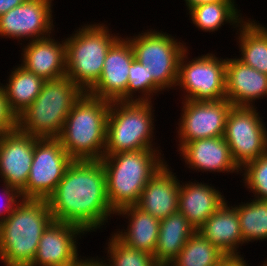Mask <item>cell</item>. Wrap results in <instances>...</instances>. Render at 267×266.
<instances>
[{
    "instance_id": "cell-24",
    "label": "cell",
    "mask_w": 267,
    "mask_h": 266,
    "mask_svg": "<svg viewBox=\"0 0 267 266\" xmlns=\"http://www.w3.org/2000/svg\"><path fill=\"white\" fill-rule=\"evenodd\" d=\"M196 231L179 211L160 220L158 242L153 257L161 266H167Z\"/></svg>"
},
{
    "instance_id": "cell-36",
    "label": "cell",
    "mask_w": 267,
    "mask_h": 266,
    "mask_svg": "<svg viewBox=\"0 0 267 266\" xmlns=\"http://www.w3.org/2000/svg\"><path fill=\"white\" fill-rule=\"evenodd\" d=\"M26 1L27 0H0V16Z\"/></svg>"
},
{
    "instance_id": "cell-9",
    "label": "cell",
    "mask_w": 267,
    "mask_h": 266,
    "mask_svg": "<svg viewBox=\"0 0 267 266\" xmlns=\"http://www.w3.org/2000/svg\"><path fill=\"white\" fill-rule=\"evenodd\" d=\"M188 48L191 49L187 47L180 58L175 87L180 90L181 99L216 101L226 98V56L220 58L217 53L209 52L190 59Z\"/></svg>"
},
{
    "instance_id": "cell-39",
    "label": "cell",
    "mask_w": 267,
    "mask_h": 266,
    "mask_svg": "<svg viewBox=\"0 0 267 266\" xmlns=\"http://www.w3.org/2000/svg\"><path fill=\"white\" fill-rule=\"evenodd\" d=\"M263 262L261 265H258V266H267V258L264 260V261H261Z\"/></svg>"
},
{
    "instance_id": "cell-23",
    "label": "cell",
    "mask_w": 267,
    "mask_h": 266,
    "mask_svg": "<svg viewBox=\"0 0 267 266\" xmlns=\"http://www.w3.org/2000/svg\"><path fill=\"white\" fill-rule=\"evenodd\" d=\"M125 218V226L112 232L122 243L154 255L158 242L160 220L142 211L136 205L126 206L115 212V217ZM125 228V229H124ZM118 230V231H117Z\"/></svg>"
},
{
    "instance_id": "cell-27",
    "label": "cell",
    "mask_w": 267,
    "mask_h": 266,
    "mask_svg": "<svg viewBox=\"0 0 267 266\" xmlns=\"http://www.w3.org/2000/svg\"><path fill=\"white\" fill-rule=\"evenodd\" d=\"M7 76L6 82H0L11 111L18 117L40 94L44 79L26 70L19 63Z\"/></svg>"
},
{
    "instance_id": "cell-37",
    "label": "cell",
    "mask_w": 267,
    "mask_h": 266,
    "mask_svg": "<svg viewBox=\"0 0 267 266\" xmlns=\"http://www.w3.org/2000/svg\"><path fill=\"white\" fill-rule=\"evenodd\" d=\"M185 1V8L188 11L191 7L198 6L201 4L207 3H216L219 1H236V0H184Z\"/></svg>"
},
{
    "instance_id": "cell-6",
    "label": "cell",
    "mask_w": 267,
    "mask_h": 266,
    "mask_svg": "<svg viewBox=\"0 0 267 266\" xmlns=\"http://www.w3.org/2000/svg\"><path fill=\"white\" fill-rule=\"evenodd\" d=\"M88 23L65 37L66 75L84 92H88L99 80L107 52L121 36L112 33L104 22Z\"/></svg>"
},
{
    "instance_id": "cell-8",
    "label": "cell",
    "mask_w": 267,
    "mask_h": 266,
    "mask_svg": "<svg viewBox=\"0 0 267 266\" xmlns=\"http://www.w3.org/2000/svg\"><path fill=\"white\" fill-rule=\"evenodd\" d=\"M156 30L150 28L138 34L134 33L133 36H126L134 58L147 66V70L152 74V102L156 99H153V96L159 97L163 92H169V89L175 90L179 61L189 47L181 38H175L166 31Z\"/></svg>"
},
{
    "instance_id": "cell-4",
    "label": "cell",
    "mask_w": 267,
    "mask_h": 266,
    "mask_svg": "<svg viewBox=\"0 0 267 266\" xmlns=\"http://www.w3.org/2000/svg\"><path fill=\"white\" fill-rule=\"evenodd\" d=\"M110 103L85 92L71 109L58 139L73 160H101L104 156Z\"/></svg>"
},
{
    "instance_id": "cell-28",
    "label": "cell",
    "mask_w": 267,
    "mask_h": 266,
    "mask_svg": "<svg viewBox=\"0 0 267 266\" xmlns=\"http://www.w3.org/2000/svg\"><path fill=\"white\" fill-rule=\"evenodd\" d=\"M250 201V202H249ZM237 204V205H236ZM233 204L237 210L240 230L246 245L267 240V201L251 199ZM248 243V244H247Z\"/></svg>"
},
{
    "instance_id": "cell-7",
    "label": "cell",
    "mask_w": 267,
    "mask_h": 266,
    "mask_svg": "<svg viewBox=\"0 0 267 266\" xmlns=\"http://www.w3.org/2000/svg\"><path fill=\"white\" fill-rule=\"evenodd\" d=\"M153 105L152 101L110 103L104 155L161 147L154 141L157 120Z\"/></svg>"
},
{
    "instance_id": "cell-16",
    "label": "cell",
    "mask_w": 267,
    "mask_h": 266,
    "mask_svg": "<svg viewBox=\"0 0 267 266\" xmlns=\"http://www.w3.org/2000/svg\"><path fill=\"white\" fill-rule=\"evenodd\" d=\"M36 137L18 129L0 135V182L21 192L30 174Z\"/></svg>"
},
{
    "instance_id": "cell-31",
    "label": "cell",
    "mask_w": 267,
    "mask_h": 266,
    "mask_svg": "<svg viewBox=\"0 0 267 266\" xmlns=\"http://www.w3.org/2000/svg\"><path fill=\"white\" fill-rule=\"evenodd\" d=\"M242 182L253 199L267 201V151L240 169Z\"/></svg>"
},
{
    "instance_id": "cell-5",
    "label": "cell",
    "mask_w": 267,
    "mask_h": 266,
    "mask_svg": "<svg viewBox=\"0 0 267 266\" xmlns=\"http://www.w3.org/2000/svg\"><path fill=\"white\" fill-rule=\"evenodd\" d=\"M84 93L67 75L45 80L40 94L17 117V129L37 138H58L66 117Z\"/></svg>"
},
{
    "instance_id": "cell-1",
    "label": "cell",
    "mask_w": 267,
    "mask_h": 266,
    "mask_svg": "<svg viewBox=\"0 0 267 266\" xmlns=\"http://www.w3.org/2000/svg\"><path fill=\"white\" fill-rule=\"evenodd\" d=\"M47 203L54 220L77 225L87 234L106 228L115 216L100 160H73Z\"/></svg>"
},
{
    "instance_id": "cell-11",
    "label": "cell",
    "mask_w": 267,
    "mask_h": 266,
    "mask_svg": "<svg viewBox=\"0 0 267 266\" xmlns=\"http://www.w3.org/2000/svg\"><path fill=\"white\" fill-rule=\"evenodd\" d=\"M73 159L58 138H37L30 174L22 199H44L55 191Z\"/></svg>"
},
{
    "instance_id": "cell-35",
    "label": "cell",
    "mask_w": 267,
    "mask_h": 266,
    "mask_svg": "<svg viewBox=\"0 0 267 266\" xmlns=\"http://www.w3.org/2000/svg\"><path fill=\"white\" fill-rule=\"evenodd\" d=\"M244 256H227L220 266H250Z\"/></svg>"
},
{
    "instance_id": "cell-26",
    "label": "cell",
    "mask_w": 267,
    "mask_h": 266,
    "mask_svg": "<svg viewBox=\"0 0 267 266\" xmlns=\"http://www.w3.org/2000/svg\"><path fill=\"white\" fill-rule=\"evenodd\" d=\"M236 1H219L216 3L201 4L191 7L186 13L190 23H193L198 31L213 34L222 29L226 24L231 25L235 31L248 18L243 16ZM239 8V9H238ZM245 18V19H244Z\"/></svg>"
},
{
    "instance_id": "cell-3",
    "label": "cell",
    "mask_w": 267,
    "mask_h": 266,
    "mask_svg": "<svg viewBox=\"0 0 267 266\" xmlns=\"http://www.w3.org/2000/svg\"><path fill=\"white\" fill-rule=\"evenodd\" d=\"M53 220L47 200H20L0 223L1 263L4 266H30L41 235Z\"/></svg>"
},
{
    "instance_id": "cell-14",
    "label": "cell",
    "mask_w": 267,
    "mask_h": 266,
    "mask_svg": "<svg viewBox=\"0 0 267 266\" xmlns=\"http://www.w3.org/2000/svg\"><path fill=\"white\" fill-rule=\"evenodd\" d=\"M86 234L77 225L53 220L41 235L39 246L30 266L78 265L85 258L78 250L79 239Z\"/></svg>"
},
{
    "instance_id": "cell-2",
    "label": "cell",
    "mask_w": 267,
    "mask_h": 266,
    "mask_svg": "<svg viewBox=\"0 0 267 266\" xmlns=\"http://www.w3.org/2000/svg\"><path fill=\"white\" fill-rule=\"evenodd\" d=\"M107 197L111 208L136 205L147 182L167 162L162 149H138L104 155Z\"/></svg>"
},
{
    "instance_id": "cell-18",
    "label": "cell",
    "mask_w": 267,
    "mask_h": 266,
    "mask_svg": "<svg viewBox=\"0 0 267 266\" xmlns=\"http://www.w3.org/2000/svg\"><path fill=\"white\" fill-rule=\"evenodd\" d=\"M54 34L27 43H21L19 62L29 72L44 80L57 79L66 75V42L58 41ZM23 44V45H22Z\"/></svg>"
},
{
    "instance_id": "cell-13",
    "label": "cell",
    "mask_w": 267,
    "mask_h": 266,
    "mask_svg": "<svg viewBox=\"0 0 267 266\" xmlns=\"http://www.w3.org/2000/svg\"><path fill=\"white\" fill-rule=\"evenodd\" d=\"M54 0H27L0 16V37L19 43L56 34ZM54 20V21H53ZM24 40V41H23Z\"/></svg>"
},
{
    "instance_id": "cell-20",
    "label": "cell",
    "mask_w": 267,
    "mask_h": 266,
    "mask_svg": "<svg viewBox=\"0 0 267 266\" xmlns=\"http://www.w3.org/2000/svg\"><path fill=\"white\" fill-rule=\"evenodd\" d=\"M226 57V99L233 106L255 107L256 100L267 98V74Z\"/></svg>"
},
{
    "instance_id": "cell-32",
    "label": "cell",
    "mask_w": 267,
    "mask_h": 266,
    "mask_svg": "<svg viewBox=\"0 0 267 266\" xmlns=\"http://www.w3.org/2000/svg\"><path fill=\"white\" fill-rule=\"evenodd\" d=\"M127 101H152V74L135 58L129 68Z\"/></svg>"
},
{
    "instance_id": "cell-38",
    "label": "cell",
    "mask_w": 267,
    "mask_h": 266,
    "mask_svg": "<svg viewBox=\"0 0 267 266\" xmlns=\"http://www.w3.org/2000/svg\"><path fill=\"white\" fill-rule=\"evenodd\" d=\"M76 266H103L101 264V262L97 259V257H89L87 255V257L85 256V258Z\"/></svg>"
},
{
    "instance_id": "cell-15",
    "label": "cell",
    "mask_w": 267,
    "mask_h": 266,
    "mask_svg": "<svg viewBox=\"0 0 267 266\" xmlns=\"http://www.w3.org/2000/svg\"><path fill=\"white\" fill-rule=\"evenodd\" d=\"M133 59L129 39L121 35L107 52L99 80L87 93L109 102L127 101L128 75Z\"/></svg>"
},
{
    "instance_id": "cell-19",
    "label": "cell",
    "mask_w": 267,
    "mask_h": 266,
    "mask_svg": "<svg viewBox=\"0 0 267 266\" xmlns=\"http://www.w3.org/2000/svg\"><path fill=\"white\" fill-rule=\"evenodd\" d=\"M173 170L166 162L147 182L136 204L159 220L178 211L180 179Z\"/></svg>"
},
{
    "instance_id": "cell-21",
    "label": "cell",
    "mask_w": 267,
    "mask_h": 266,
    "mask_svg": "<svg viewBox=\"0 0 267 266\" xmlns=\"http://www.w3.org/2000/svg\"><path fill=\"white\" fill-rule=\"evenodd\" d=\"M180 181L178 211L199 228L227 200L223 191L204 181Z\"/></svg>"
},
{
    "instance_id": "cell-34",
    "label": "cell",
    "mask_w": 267,
    "mask_h": 266,
    "mask_svg": "<svg viewBox=\"0 0 267 266\" xmlns=\"http://www.w3.org/2000/svg\"><path fill=\"white\" fill-rule=\"evenodd\" d=\"M17 129V116L11 111L4 90L0 86V135Z\"/></svg>"
},
{
    "instance_id": "cell-29",
    "label": "cell",
    "mask_w": 267,
    "mask_h": 266,
    "mask_svg": "<svg viewBox=\"0 0 267 266\" xmlns=\"http://www.w3.org/2000/svg\"><path fill=\"white\" fill-rule=\"evenodd\" d=\"M226 257L196 231L167 266H220Z\"/></svg>"
},
{
    "instance_id": "cell-25",
    "label": "cell",
    "mask_w": 267,
    "mask_h": 266,
    "mask_svg": "<svg viewBox=\"0 0 267 266\" xmlns=\"http://www.w3.org/2000/svg\"><path fill=\"white\" fill-rule=\"evenodd\" d=\"M235 35L236 44H239V56L236 55V58L243 64L267 74V26L256 19L246 18Z\"/></svg>"
},
{
    "instance_id": "cell-22",
    "label": "cell",
    "mask_w": 267,
    "mask_h": 266,
    "mask_svg": "<svg viewBox=\"0 0 267 266\" xmlns=\"http://www.w3.org/2000/svg\"><path fill=\"white\" fill-rule=\"evenodd\" d=\"M196 230L226 256H243L240 249L245 243L237 210L228 200Z\"/></svg>"
},
{
    "instance_id": "cell-17",
    "label": "cell",
    "mask_w": 267,
    "mask_h": 266,
    "mask_svg": "<svg viewBox=\"0 0 267 266\" xmlns=\"http://www.w3.org/2000/svg\"><path fill=\"white\" fill-rule=\"evenodd\" d=\"M179 158L189 170L209 173L240 174L224 137L199 139L185 143L178 151ZM182 157V158H181Z\"/></svg>"
},
{
    "instance_id": "cell-12",
    "label": "cell",
    "mask_w": 267,
    "mask_h": 266,
    "mask_svg": "<svg viewBox=\"0 0 267 266\" xmlns=\"http://www.w3.org/2000/svg\"><path fill=\"white\" fill-rule=\"evenodd\" d=\"M181 101L180 118L175 139L178 151L185 143L223 137L228 113L233 106L226 98L216 101Z\"/></svg>"
},
{
    "instance_id": "cell-30",
    "label": "cell",
    "mask_w": 267,
    "mask_h": 266,
    "mask_svg": "<svg viewBox=\"0 0 267 266\" xmlns=\"http://www.w3.org/2000/svg\"><path fill=\"white\" fill-rule=\"evenodd\" d=\"M106 241L107 255L96 256L103 266H161L151 253L125 245L113 233Z\"/></svg>"
},
{
    "instance_id": "cell-10",
    "label": "cell",
    "mask_w": 267,
    "mask_h": 266,
    "mask_svg": "<svg viewBox=\"0 0 267 266\" xmlns=\"http://www.w3.org/2000/svg\"><path fill=\"white\" fill-rule=\"evenodd\" d=\"M264 118L256 106H232L228 113L223 137L240 169L267 151Z\"/></svg>"
},
{
    "instance_id": "cell-33",
    "label": "cell",
    "mask_w": 267,
    "mask_h": 266,
    "mask_svg": "<svg viewBox=\"0 0 267 266\" xmlns=\"http://www.w3.org/2000/svg\"><path fill=\"white\" fill-rule=\"evenodd\" d=\"M0 194H2L0 204V223H2L14 210L16 205L22 200L20 192L14 187L8 186L6 183L0 182ZM18 200V201H17Z\"/></svg>"
}]
</instances>
